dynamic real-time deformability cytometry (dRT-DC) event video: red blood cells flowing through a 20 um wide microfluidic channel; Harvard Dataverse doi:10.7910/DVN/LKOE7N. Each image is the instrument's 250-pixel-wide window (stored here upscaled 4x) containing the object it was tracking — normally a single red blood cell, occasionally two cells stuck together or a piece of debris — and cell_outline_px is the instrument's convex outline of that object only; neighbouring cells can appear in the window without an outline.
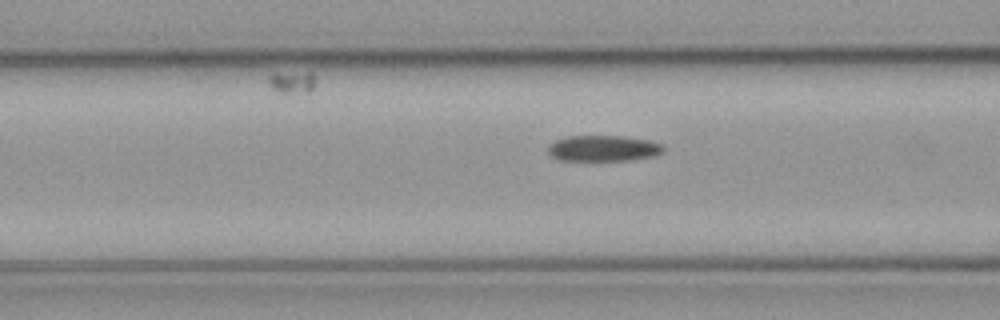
{"species": "common noctule bat (a hibernating species)", "species_latin": "Nyctalus noctula", "temperature_condition": "cold", "stored_images_in_passage": 18, "camera_frame_rate_fps": 3000, "um_per_image_px": 0.085, "animal": {"sex": "male", "body_mass_g": 23.1, "forearm_length_mm": 52.7}, "frame": {"image": 1, "passage_image": 16, "time_ms": 5.0, "image_size_px": [1000, 320], "cell_outline_px": [[664, 152], [656, 156], [628, 160], [560, 160], [552, 156], [548, 152], [548, 148], [556, 140], [568, 136], [624, 136], [648, 140], [660, 144], [664, 148]], "centroid_in_image_um": [51.31, 12.61], "position_along_channel_um": 115.3, "area_um2": 17.28}}